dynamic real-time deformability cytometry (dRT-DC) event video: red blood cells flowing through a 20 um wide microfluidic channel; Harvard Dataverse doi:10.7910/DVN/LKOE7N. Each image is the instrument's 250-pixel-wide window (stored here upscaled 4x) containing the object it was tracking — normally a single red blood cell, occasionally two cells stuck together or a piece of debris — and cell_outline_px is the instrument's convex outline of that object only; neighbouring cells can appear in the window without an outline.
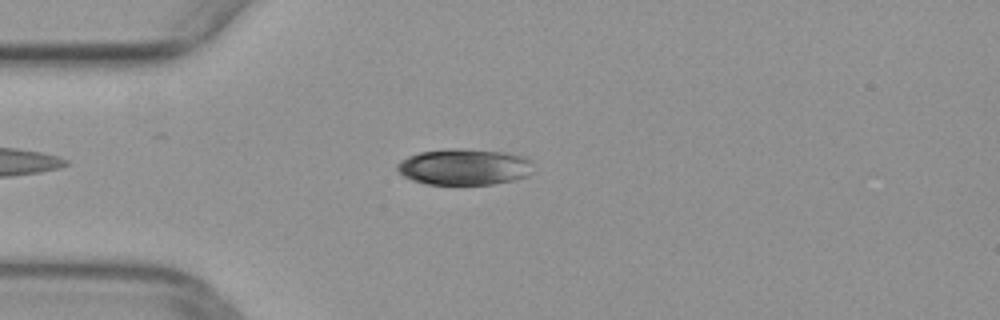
{"species": "common noctule bat (a hibernating species)", "species_latin": "Nyctalus noctula", "temperature_condition": "warm", "stored_images_in_passage": 40, "camera_frame_rate_fps": 3000, "um_per_image_px": 0.085, "animal": {"sex": "female", "body_mass_g": 29.2, "forearm_length_mm": 56.3}, "frame": {"image": 1, "passage_image": 3, "time_ms": 0.667, "image_size_px": [1000, 320], "cell_outline_px": [[532, 172], [528, 176], [512, 180], [492, 184], [424, 184], [412, 180], [404, 176], [396, 168], [396, 164], [400, 160], [408, 156], [420, 152], [452, 148], [460, 148], [504, 152], [524, 156], [528, 160]], "centroid_in_image_um": [39.42, 14.18], "position_along_channel_um": 45.6, "area_um2": 28.61}}